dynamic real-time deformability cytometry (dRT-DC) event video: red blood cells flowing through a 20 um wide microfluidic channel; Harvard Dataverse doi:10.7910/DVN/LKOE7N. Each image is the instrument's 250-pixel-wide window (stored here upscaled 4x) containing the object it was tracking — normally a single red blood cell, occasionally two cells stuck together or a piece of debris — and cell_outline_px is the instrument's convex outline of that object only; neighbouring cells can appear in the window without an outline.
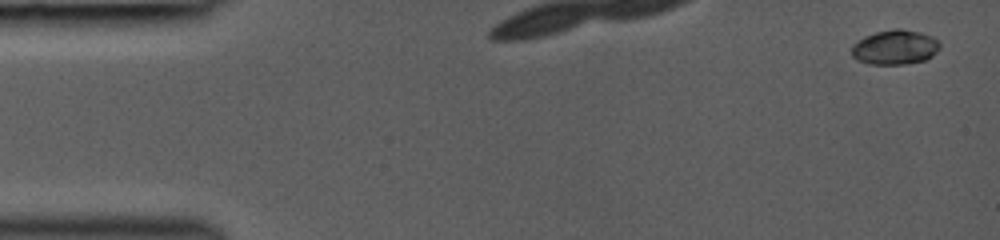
{"species": "common noctule bat (a hibernating species)", "species_latin": "Nyctalus noctula", "temperature_condition": "room temperature", "stored_images_in_passage": 8, "camera_frame_rate_fps": 3000, "um_per_image_px": 0.085, "animal": {"sex": "female", "body_mass_g": 19.0, "forearm_length_mm": 53.3}, "frame": {"image": 1, "passage_image": 1, "time_ms": 0.0, "image_size_px": [1000, 240], "cell_outline_px": [[940, 48], [932, 56], [924, 60], [904, 64], [868, 64], [856, 60], [852, 56], [852, 44], [864, 36], [876, 32], [896, 28], [900, 28], [920, 32], [932, 36], [940, 44]], "centroid_in_image_um": [76.05, 4.01], "position_along_channel_um": 8.9, "area_um2": 17.86}}
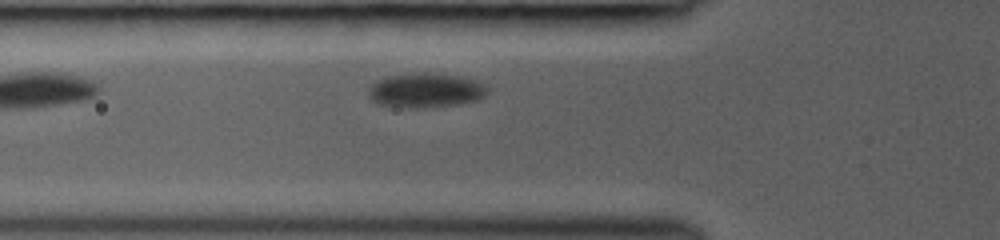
{"frame": {"image": 2, "passage_image": 8, "time_ms": 3.0, "image_size_px": [1000, 240], "cell_outline_px": [[488, 92], [480, 100], [460, 104], [416, 108], [412, 108], [376, 104], [368, 96], [368, 88], [376, 80], [384, 76], [424, 72], [456, 76], [476, 80]], "centroid_in_image_um": [36.11, 7.68], "position_along_channel_um": 89.7, "area_um2": 23.87}}